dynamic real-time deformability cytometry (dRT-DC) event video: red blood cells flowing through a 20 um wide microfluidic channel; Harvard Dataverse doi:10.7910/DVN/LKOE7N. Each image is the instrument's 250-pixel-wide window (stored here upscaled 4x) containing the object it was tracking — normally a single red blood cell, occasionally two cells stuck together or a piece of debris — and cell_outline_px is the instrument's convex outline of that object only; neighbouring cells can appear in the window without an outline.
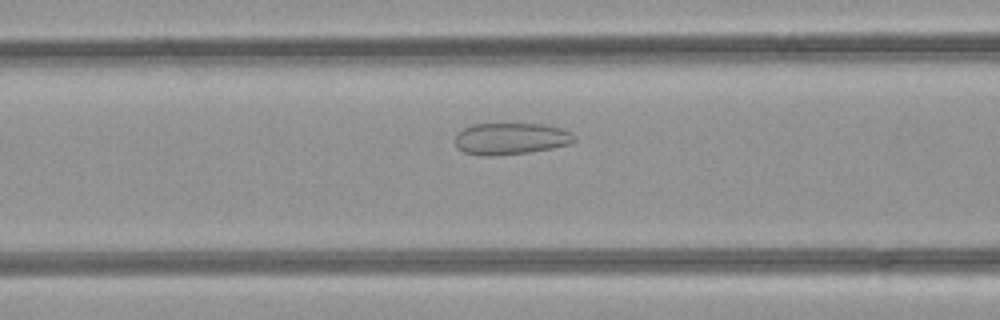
{"species": "common noctule bat (a hibernating species)", "species_latin": "Nyctalus noctula", "temperature_condition": "room temperature", "stored_images_in_passage": 39, "camera_frame_rate_fps": 3000, "um_per_image_px": 0.085, "animal": {"sex": "female", "body_mass_g": 21.9}, "frame": {"image": 1, "passage_image": 10, "time_ms": 3.0, "image_size_px": [1000, 320], "cell_outline_px": [[576, 140], [572, 144], [552, 148], [528, 152], [492, 156], [484, 156], [464, 152], [456, 148], [456, 136], [464, 128], [472, 124], [544, 124], [564, 128], [572, 132], [576, 136]], "centroid_in_image_um": [43.48, 11.78], "position_along_channel_um": 123.1, "area_um2": 22.2}}
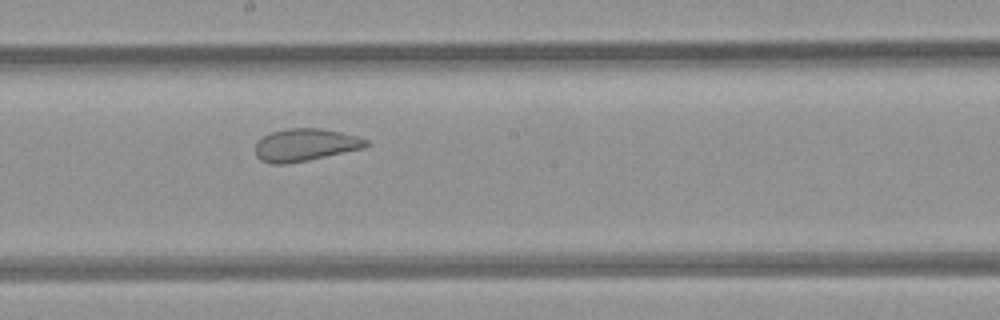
{"frame": {"image": 2, "passage_image": 17, "time_ms": 5.333, "image_size_px": [1000, 320], "cell_outline_px": [[368, 144], [364, 148], [308, 160], [288, 164], [272, 164], [260, 160], [256, 156], [256, 144], [264, 136], [272, 132], [288, 128], [320, 128], [340, 132], [356, 136], [368, 140]], "centroid_in_image_um": [25.94, 12.32], "position_along_channel_um": 222.3, "area_um2": 20.81}}
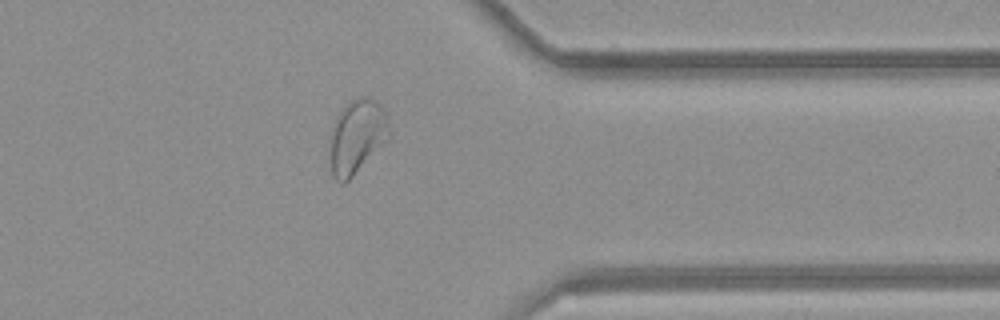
{"frame": {"image": 3, "passage_image": 29, "time_ms": 9.333, "image_size_px": [1000, 320], "cell_outline_px": [[388, 140], [344, 184], [340, 184], [332, 176], [328, 152], [328, 140], [332, 128], [340, 112], [352, 100], [360, 96], [368, 96], [376, 100], [380, 104], [384, 112], [388, 124]], "centroid_in_image_um": [30.29, 11.64], "position_along_channel_um": 381.1, "area_um2": 25.61}, "authors_computed_cell_mechanics": {"area_um2": 24.6806, "velocity_mm_per_s": 4.2434, "shape_relaxation_time_tau1_ms": null, "shape_relaxation_time_tau2_ms": 0.8059, "deformation_change_tau1": null, "deformation_change_tau2": 0.0622}}